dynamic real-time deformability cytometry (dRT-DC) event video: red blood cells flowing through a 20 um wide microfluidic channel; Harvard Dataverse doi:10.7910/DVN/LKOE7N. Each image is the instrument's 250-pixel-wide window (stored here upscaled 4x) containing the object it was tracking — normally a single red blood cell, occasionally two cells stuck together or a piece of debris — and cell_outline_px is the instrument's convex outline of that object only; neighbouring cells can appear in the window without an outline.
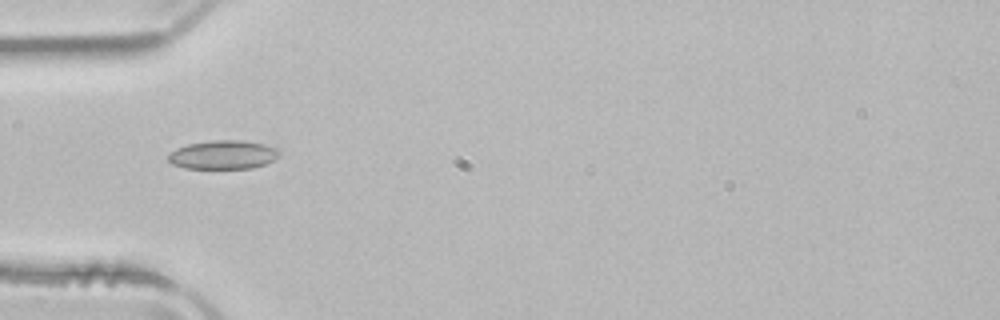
{"species": "common noctule bat (a hibernating species)", "species_latin": "Nyctalus noctula", "temperature_condition": "room temperature", "stored_images_in_passage": 36, "camera_frame_rate_fps": 3000, "um_per_image_px": 0.085, "animal": {"sex": "male", "body_mass_g": 21.5, "forearm_length_mm": 52.0}, "frame": {"image": 1, "passage_image": 1, "time_ms": 0.0, "image_size_px": [1000, 320], "cell_outline_px": [[280, 156], [264, 164], [252, 168], [184, 168], [172, 164], [168, 160], [168, 152], [176, 148], [188, 144], [212, 140], [244, 140], [264, 144], [276, 148], [280, 152]], "centroid_in_image_um": [18.94, 13.14], "position_along_channel_um": 66.1, "area_um2": 18.67}}
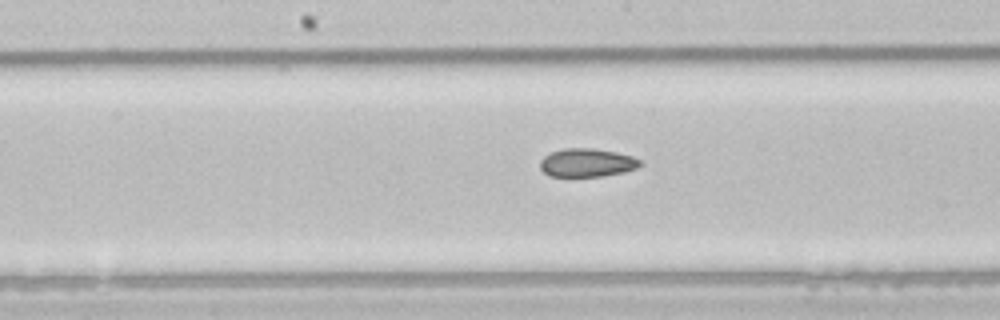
{"frame": {"image": 2, "passage_image": 11, "time_ms": 3.333, "image_size_px": [1000, 320], "cell_outline_px": [[644, 164], [636, 168], [624, 172], [604, 176], [548, 176], [540, 168], [540, 160], [544, 156], [552, 152], [564, 148], [592, 148], [616, 152], [632, 156], [640, 160]], "centroid_in_image_um": [49.9, 13.83], "position_along_channel_um": 198.3, "area_um2": 16.59}}
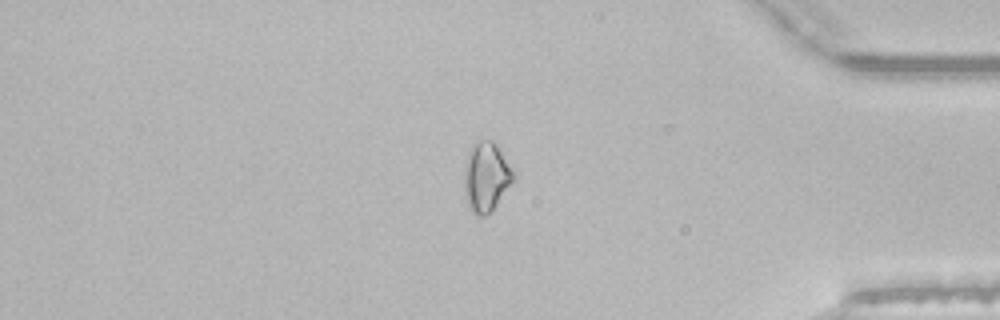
{"frame": {"image": 3, "passage_image": 28, "time_ms": 9.0, "image_size_px": [1000, 320], "cell_outline_px": [[516, 180], [492, 212], [484, 216], [476, 216], [468, 208], [464, 192], [464, 176], [468, 148], [472, 144], [480, 140], [492, 140], [496, 144], [516, 172]], "centroid_in_image_um": [41.36, 15.06], "position_along_channel_um": 393.8, "area_um2": 20.69}, "authors_computed_cell_mechanics": {"area_um2": 17.1666, "velocity_mm_per_s": 3.9634, "shape_relaxation_time_tau1_ms": null, "shape_relaxation_time_tau2_ms": 2.5784, "deformation_change_tau1": null, "deformation_change_tau2": 0.0688}}